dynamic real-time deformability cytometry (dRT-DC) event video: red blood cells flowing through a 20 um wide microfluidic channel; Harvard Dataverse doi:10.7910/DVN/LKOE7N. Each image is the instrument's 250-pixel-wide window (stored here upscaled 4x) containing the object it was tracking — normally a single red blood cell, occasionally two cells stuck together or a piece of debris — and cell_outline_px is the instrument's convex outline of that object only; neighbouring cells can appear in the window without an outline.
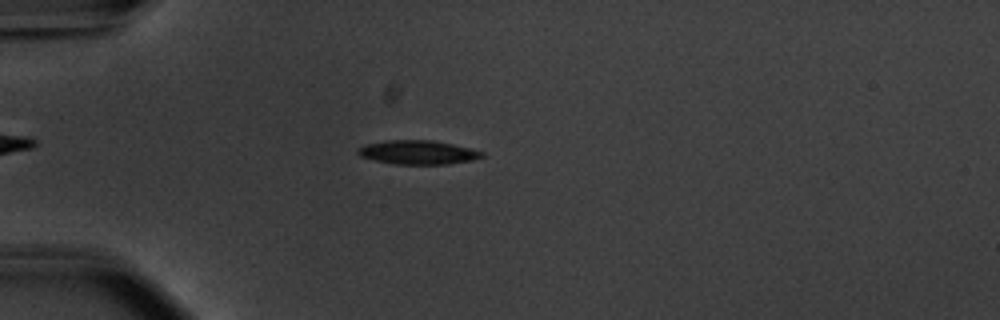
{"species": "common noctule bat (a hibernating species)", "species_latin": "Nyctalus noctula", "temperature_condition": "warm", "stored_images_in_passage": 52, "camera_frame_rate_fps": 3000, "um_per_image_px": 0.085, "animal": {"sex": "male", "body_mass_g": 20.1, "forearm_length_mm": 53.5}, "frame": {"image": 1, "passage_image": 13, "time_ms": 4.0, "image_size_px": [1000, 320], "cell_outline_px": [[484, 156], [472, 160], [448, 164], [392, 164], [360, 156], [356, 152], [356, 148], [364, 144], [384, 140], [432, 140], [452, 144], [484, 152]], "centroid_in_image_um": [35.46, 12.94], "position_along_channel_um": 49.5, "area_um2": 17.34}}
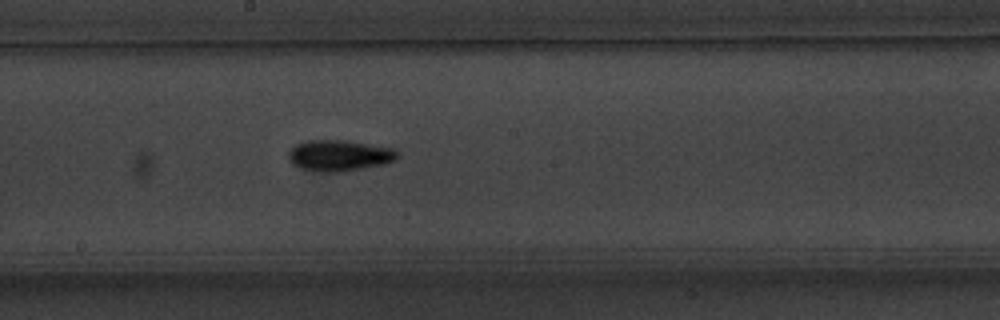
{"frame": {"image": 2, "passage_image": 28, "time_ms": 9.0, "image_size_px": [1000, 320], "cell_outline_px": [[396, 160], [384, 164], [340, 172], [324, 172], [300, 168], [292, 164], [288, 160], [288, 152], [296, 144], [308, 140], [348, 140], [392, 148], [396, 152]], "centroid_in_image_um": [28.8, 13.21], "position_along_channel_um": 219.4, "area_um2": 19.65}}
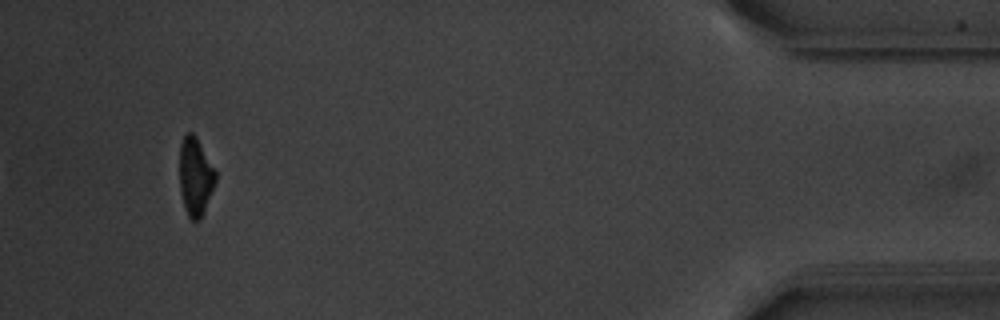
{"frame": {"image": 3, "passage_image": 49, "time_ms": 16.0, "image_size_px": [1000, 320], "cell_outline_px": [[216, 180], [204, 212], [200, 220], [192, 220], [188, 216], [184, 208], [180, 192], [180, 144], [184, 136], [188, 132], [192, 132], [196, 136], [216, 168]], "centroid_in_image_um": [16.62, 15.0], "position_along_channel_um": 418.6, "area_um2": 16.59}, "authors_computed_cell_mechanics": {"area_um2": 17.3111, "velocity_mm_per_s": 3.752, "shape_relaxation_time_tau1_ms": 2.7861, "shape_relaxation_time_tau2_ms": null, "deformation_change_tau1": 0.1789, "deformation_change_tau2": null}}